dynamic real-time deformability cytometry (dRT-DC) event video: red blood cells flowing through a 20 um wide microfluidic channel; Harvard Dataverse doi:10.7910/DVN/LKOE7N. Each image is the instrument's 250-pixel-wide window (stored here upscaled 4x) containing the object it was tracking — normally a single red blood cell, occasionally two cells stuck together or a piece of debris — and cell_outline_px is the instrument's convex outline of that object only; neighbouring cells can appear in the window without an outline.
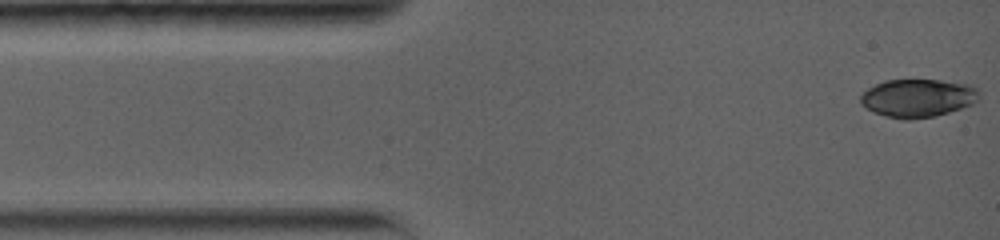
{"species": "common noctule bat (a hibernating species)", "species_latin": "Nyctalus noctula", "temperature_condition": "warm", "stored_images_in_passage": 4, "camera_frame_rate_fps": 5000, "um_per_image_px": 0.085, "animal": {"sex": "female", "body_mass_g": 19.0, "forearm_length_mm": 56.7}, "frame": {"image": 1, "passage_image": 1, "time_ms": 0.0, "image_size_px": [1000, 240], "cell_outline_px": [[980, 96], [972, 104], [936, 116], [912, 120], [904, 120], [872, 112], [860, 104], [860, 96], [868, 88], [884, 80], [940, 80], [972, 84], [980, 92]], "centroid_in_image_um": [78.01, 8.33], "position_along_channel_um": 7.0, "area_um2": 26.53}}